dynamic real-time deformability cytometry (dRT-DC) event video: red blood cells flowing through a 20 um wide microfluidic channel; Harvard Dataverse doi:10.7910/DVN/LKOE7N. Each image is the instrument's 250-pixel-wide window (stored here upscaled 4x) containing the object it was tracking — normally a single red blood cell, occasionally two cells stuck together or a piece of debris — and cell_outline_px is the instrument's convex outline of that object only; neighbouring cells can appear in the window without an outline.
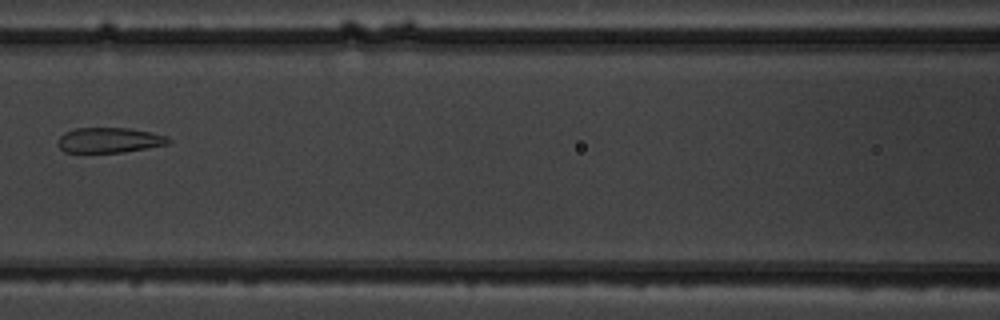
{"species": "common noctule bat (a hibernating species)", "species_latin": "Nyctalus noctula", "temperature_condition": "warm", "stored_images_in_passage": 10, "camera_frame_rate_fps": 3000, "um_per_image_px": 0.085, "animal": {"sex": "male", "body_mass_g": 19.5, "forearm_length_mm": 54.6}, "frame": {"image": 1, "passage_image": 9, "time_ms": 9.0, "image_size_px": [1000, 320], "cell_outline_px": [[172, 140], [168, 144], [148, 148], [124, 152], [64, 152], [56, 144], [60, 136], [64, 132], [76, 128], [128, 128], [152, 132], [168, 136]], "centroid_in_image_um": [9.3, 11.91], "position_along_channel_um": 157.3, "area_um2": 16.36}}
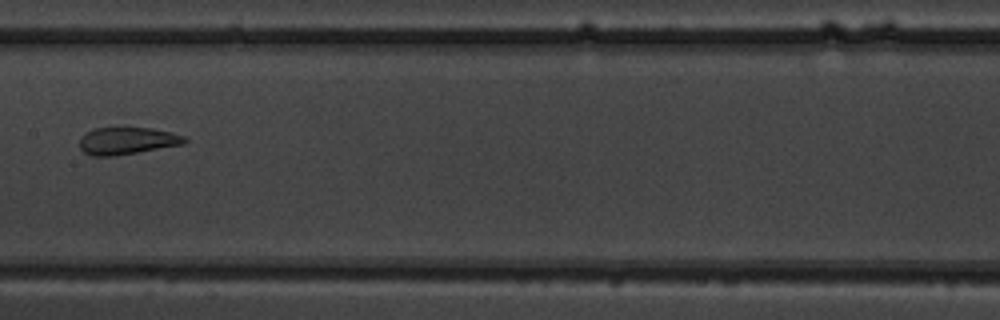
{"frame": {"image": 2, "passage_image": 10, "time_ms": 10.0, "image_size_px": [1000, 320], "cell_outline_px": [[188, 140], [184, 144], [112, 156], [92, 156], [84, 152], [80, 148], [80, 136], [96, 128], [152, 128], [172, 132], [188, 136]], "centroid_in_image_um": [10.84, 11.96], "position_along_channel_um": 196.6, "area_um2": 16.59}}